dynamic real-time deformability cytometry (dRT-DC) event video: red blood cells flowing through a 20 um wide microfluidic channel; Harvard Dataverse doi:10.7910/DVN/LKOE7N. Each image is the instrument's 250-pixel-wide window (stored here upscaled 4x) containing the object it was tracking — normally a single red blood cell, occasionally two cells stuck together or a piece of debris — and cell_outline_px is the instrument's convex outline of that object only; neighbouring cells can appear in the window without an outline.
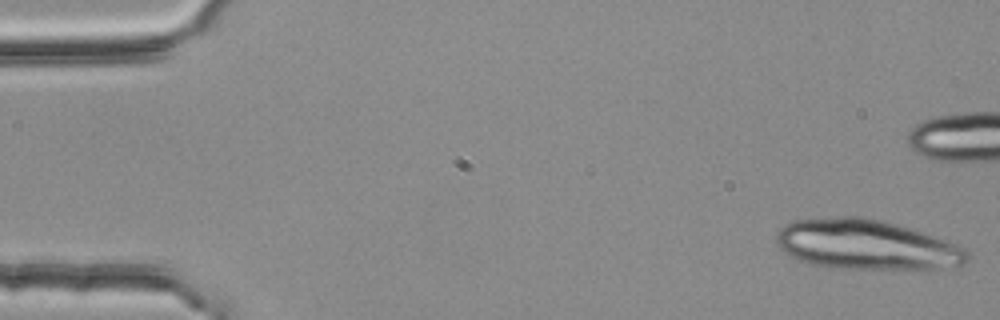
{"species": "common noctule bat (a hibernating species)", "species_latin": "Nyctalus noctula", "temperature_condition": "room temperature", "stored_images_in_passage": 18, "camera_frame_rate_fps": 3000, "um_per_image_px": 0.085, "animal": {"sex": "female", "body_mass_g": 25.1}, "frame": {"image": 1, "passage_image": 1, "time_ms": 0.0, "image_size_px": [1000, 320], "cell_outline_px": [[972, 256], [964, 264], [936, 272], [848, 268], [812, 264], [800, 260], [784, 252], [776, 244], [776, 236], [780, 228], [784, 224], [792, 220], [836, 216], [868, 216], [884, 220], [956, 244], [964, 248]], "centroid_in_image_um": [73.72, 20.83], "position_along_channel_um": 11.3, "area_um2": 56.76}}